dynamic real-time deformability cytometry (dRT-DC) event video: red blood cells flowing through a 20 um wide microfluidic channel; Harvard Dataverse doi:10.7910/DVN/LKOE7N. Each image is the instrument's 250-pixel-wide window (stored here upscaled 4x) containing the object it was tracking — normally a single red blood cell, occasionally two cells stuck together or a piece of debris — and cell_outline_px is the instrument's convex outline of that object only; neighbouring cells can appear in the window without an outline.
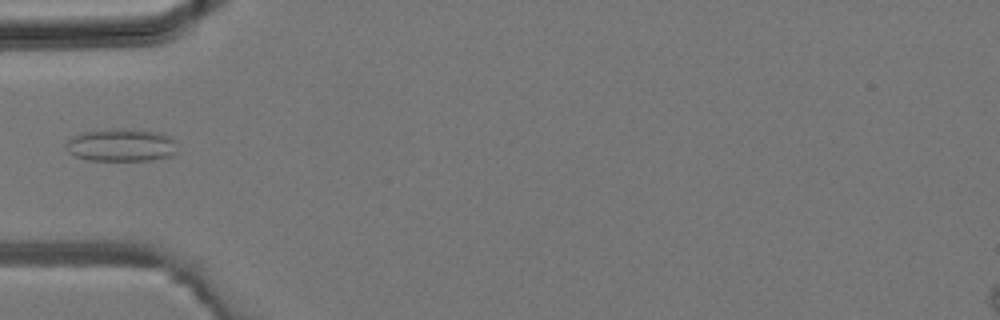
{"species": "common noctule bat (a hibernating species)", "species_latin": "Nyctalus noctula", "temperature_condition": "room temperature", "stored_images_in_passage": 1, "camera_frame_rate_fps": 3000, "um_per_image_px": 0.085, "animal": {"sex": "male", "body_mass_g": 19.2, "forearm_length_mm": 51.8}, "frame": {"image": 1, "passage_image": 1, "time_ms": 0.0, "image_size_px": [1000, 320], "cell_outline_px": [[176, 152], [172, 156], [148, 160], [88, 160], [76, 156], [68, 152], [64, 144], [72, 136], [80, 132], [160, 132], [172, 136], [176, 140]], "centroid_in_image_um": [10.32, 12.39], "position_along_channel_um": 74.7, "area_um2": 20.35}}